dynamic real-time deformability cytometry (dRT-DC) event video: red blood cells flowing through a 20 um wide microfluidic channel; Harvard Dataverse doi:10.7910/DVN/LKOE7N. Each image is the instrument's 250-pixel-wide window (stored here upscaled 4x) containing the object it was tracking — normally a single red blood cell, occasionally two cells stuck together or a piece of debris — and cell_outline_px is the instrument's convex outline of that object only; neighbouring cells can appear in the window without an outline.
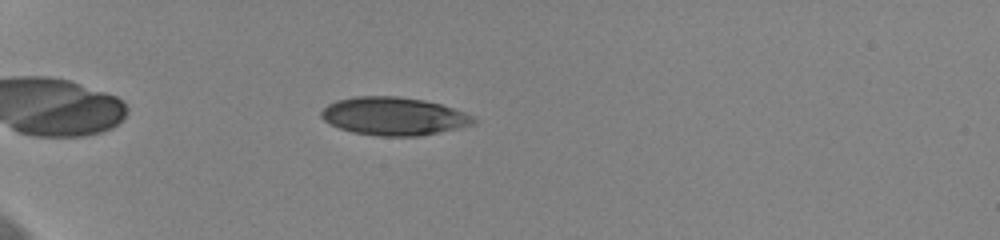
{"species": "human", "species_latin": "Homo sapiens", "temperature_condition": "cold", "stored_images_in_passage": 48, "camera_frame_rate_fps": 3000, "um_per_image_px": 0.085, "donor": {"sex": "female"}, "frame": {"image": 1, "passage_image": 9, "time_ms": 2.667, "image_size_px": [1000, 240], "cell_outline_px": [[480, 120], [476, 124], [440, 132], [416, 136], [376, 136], [352, 132], [340, 128], [324, 120], [320, 116], [320, 112], [328, 104], [336, 100], [356, 96], [396, 96], [424, 100], [440, 104], [476, 116]], "centroid_in_image_um": [33.51, 9.88], "position_along_channel_um": 51.5, "area_um2": 33.93}}
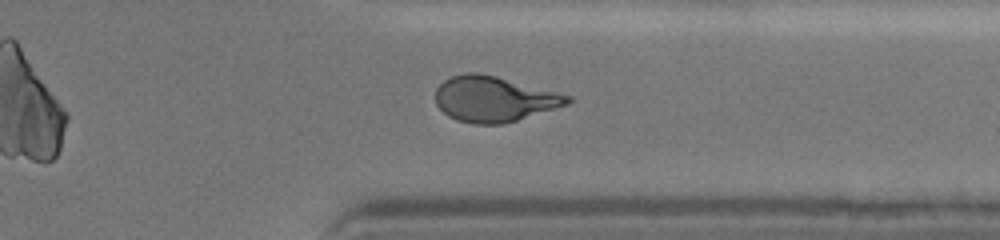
{"frame": {"image": 2, "passage_image": 38, "time_ms": 12.333, "image_size_px": [1000, 240], "cell_outline_px": [[572, 100], [568, 104], [504, 124], [472, 124], [456, 120], [448, 116], [436, 104], [436, 88], [444, 80], [452, 76], [464, 72], [480, 72], [496, 76], [572, 96]], "centroid_in_image_um": [41.96, 8.41], "position_along_channel_um": 369.4, "area_um2": 34.91}}
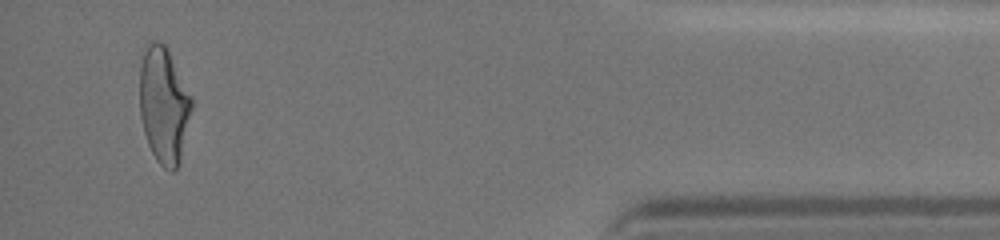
{"frame": {"image": 3, "passage_image": 46, "time_ms": 15.0, "image_size_px": [1000, 240], "cell_outline_px": [[192, 108], [180, 160], [176, 168], [172, 172], [164, 168], [156, 160], [148, 144], [144, 132], [140, 116], [140, 48], [156, 40], [160, 40], [164, 44], [192, 96]], "centroid_in_image_um": [13.9, 8.89], "position_along_channel_um": 421.3, "area_um2": 35.32}, "authors_computed_cell_mechanics": {"area_um2": 34.6511, "velocity_mm_per_s": 3.6456, "shape_relaxation_time_tau1_ms": 5.2954, "shape_relaxation_time_tau2_ms": 1.049, "deformation_change_tau1": 0.1942, "deformation_change_tau2": 0.0813}}